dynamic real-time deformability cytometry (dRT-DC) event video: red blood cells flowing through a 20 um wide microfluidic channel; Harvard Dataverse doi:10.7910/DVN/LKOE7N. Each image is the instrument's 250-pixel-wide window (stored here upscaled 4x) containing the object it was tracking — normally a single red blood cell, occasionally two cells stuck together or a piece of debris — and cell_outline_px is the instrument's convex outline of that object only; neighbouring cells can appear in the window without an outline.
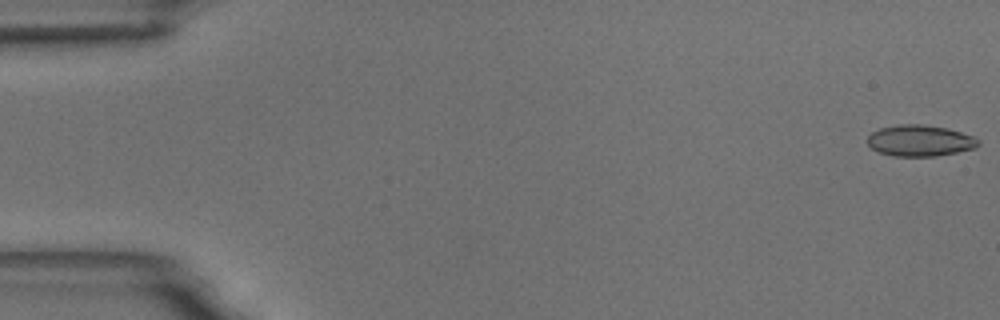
{"species": "common noctule bat (a hibernating species)", "species_latin": "Nyctalus noctula", "temperature_condition": "room temperature", "stored_images_in_passage": 6, "camera_frame_rate_fps": 3000, "um_per_image_px": 0.085, "animal": {"sex": "male", "body_mass_g": 18.8}, "frame": {"image": 1, "passage_image": 1, "time_ms": 0.0, "image_size_px": [1000, 320], "cell_outline_px": [[980, 144], [976, 148], [936, 156], [892, 156], [880, 152], [872, 148], [868, 144], [868, 136], [872, 132], [880, 128], [900, 124], [920, 124], [948, 128], [972, 136], [980, 140]], "centroid_in_image_um": [78.21, 11.95], "position_along_channel_um": 6.8, "area_um2": 20.11}}
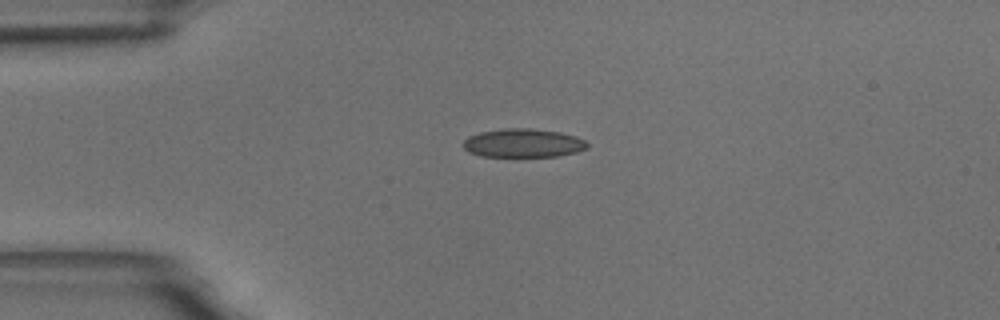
{"frame": {"image": 2, "passage_image": 4, "time_ms": 4.333, "image_size_px": [1000, 320], "cell_outline_px": [[588, 148], [576, 152], [556, 156], [480, 156], [468, 152], [464, 148], [464, 140], [468, 136], [480, 132], [504, 128], [528, 128], [560, 132], [576, 136], [584, 140], [588, 144]], "centroid_in_image_um": [44.46, 12.15], "position_along_channel_um": 40.5, "area_um2": 20.63}}
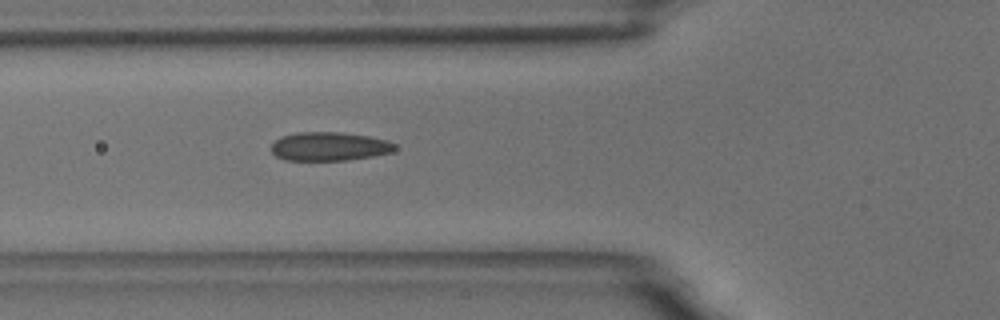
{"frame": {"image": 3, "passage_image": 6, "time_ms": 6.667, "image_size_px": [1000, 320], "cell_outline_px": [[396, 148], [392, 152], [372, 156], [348, 160], [284, 160], [276, 156], [272, 152], [272, 144], [280, 136], [296, 132], [340, 132], [368, 136], [388, 140], [396, 144]], "centroid_in_image_um": [27.99, 12.44], "position_along_channel_um": 97.8, "area_um2": 20.75}}